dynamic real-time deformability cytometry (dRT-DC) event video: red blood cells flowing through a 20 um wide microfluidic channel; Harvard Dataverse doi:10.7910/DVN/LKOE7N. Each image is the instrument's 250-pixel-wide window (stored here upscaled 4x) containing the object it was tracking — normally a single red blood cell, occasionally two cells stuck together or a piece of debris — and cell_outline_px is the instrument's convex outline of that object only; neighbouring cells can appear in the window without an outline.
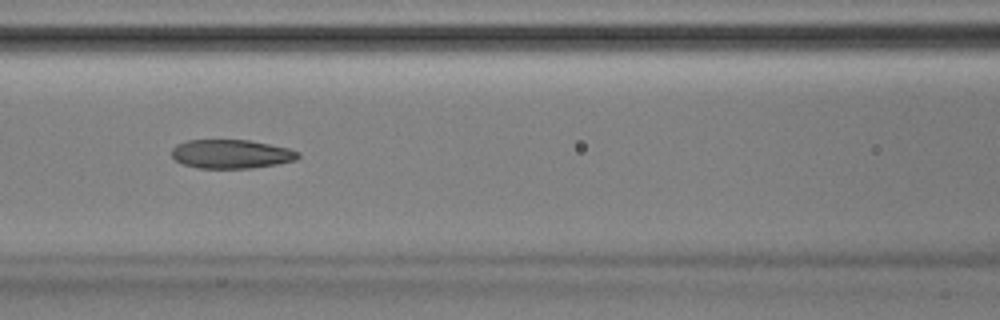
{"species": "Egyptian fruit bat (a non-hibernating species)", "species_latin": "Rousettus aegyptiacus", "temperature_condition": "room temperature", "stored_images_in_passage": 52, "camera_frame_rate_fps": 3000, "um_per_image_px": 0.085, "animal": {"sex": "male"}, "frame": {"image": 1, "passage_image": 23, "time_ms": 7.333, "image_size_px": [1000, 320], "cell_outline_px": [[300, 156], [296, 160], [276, 164], [252, 168], [196, 168], [184, 164], [176, 160], [172, 156], [172, 148], [176, 144], [188, 140], [248, 140], [288, 148], [300, 152]], "centroid_in_image_um": [19.65, 13.09], "position_along_channel_um": 147.0, "area_um2": 21.21}}
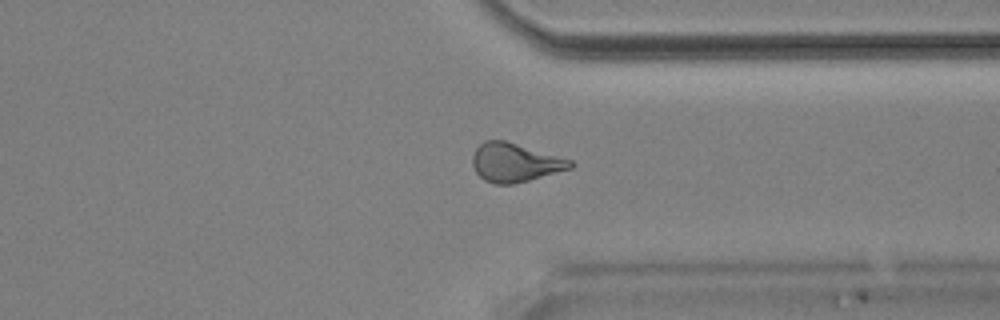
{"frame": {"image": 2, "passage_image": 40, "time_ms": 13.0, "image_size_px": [1000, 320], "cell_outline_px": [[572, 168], [528, 180], [512, 184], [496, 184], [484, 180], [476, 172], [472, 164], [472, 156], [476, 148], [484, 140], [504, 140], [572, 160]], "centroid_in_image_um": [43.73, 13.81], "position_along_channel_um": 367.7, "area_um2": 21.79}}
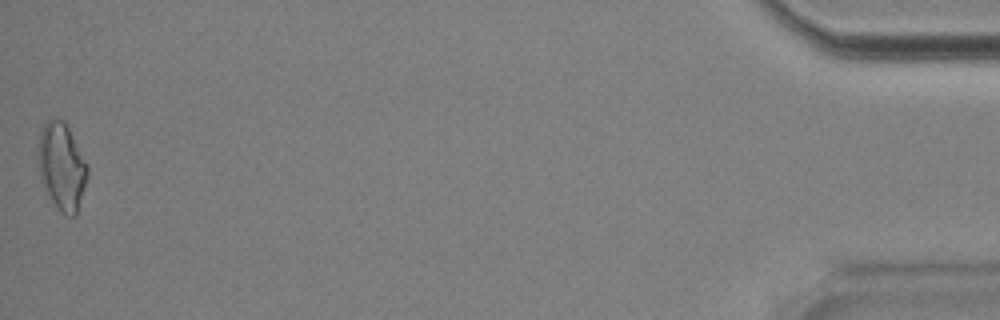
{"frame": {"image": 3, "passage_image": 52, "time_ms": 17.0, "image_size_px": [1000, 320], "cell_outline_px": [[88, 176], [76, 216], [68, 216], [60, 212], [44, 188], [40, 180], [40, 132], [44, 124], [48, 120], [60, 116], [64, 120], [88, 164]], "centroid_in_image_um": [5.29, 14.15], "position_along_channel_um": 429.9, "area_um2": 24.8}, "authors_computed_cell_mechanics": {"area_um2": 22.3975, "velocity_mm_per_s": 3.9015, "shape_relaxation_time_tau1_ms": null, "shape_relaxation_time_tau2_ms": 3.4144, "deformation_change_tau1": null, "deformation_change_tau2": 0.1083}}